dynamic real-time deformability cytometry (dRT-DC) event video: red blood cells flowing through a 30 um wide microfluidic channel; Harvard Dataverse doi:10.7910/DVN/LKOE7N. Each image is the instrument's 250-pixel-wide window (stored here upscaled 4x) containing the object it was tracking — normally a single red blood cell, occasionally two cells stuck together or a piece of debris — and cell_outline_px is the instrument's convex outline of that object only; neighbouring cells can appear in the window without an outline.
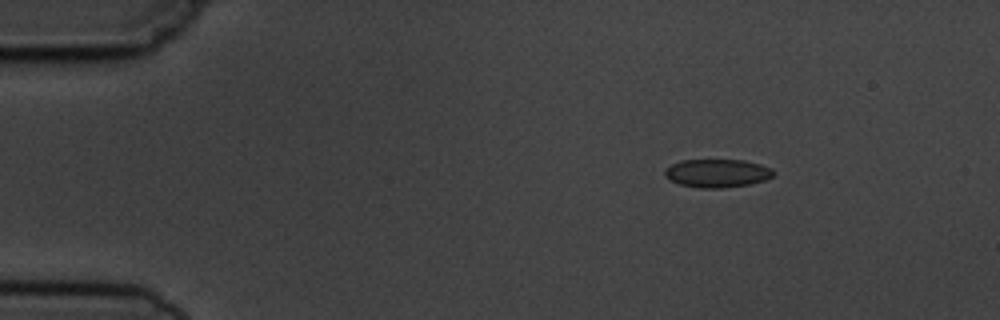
{"species": "common noctule bat (a hibernating species)", "species_latin": "Nyctalus noctula", "temperature_condition": "cold", "stored_images_in_passage": 6, "camera_frame_rate_fps": 3000, "um_per_image_px": 0.085, "animal": {"sex": "male", "body_mass_g": 19.5, "forearm_length_mm": 54.6}, "frame": {"image": 1, "passage_image": 2, "time_ms": 1.333, "image_size_px": [1000, 320], "cell_outline_px": [[776, 172], [772, 176], [764, 180], [748, 184], [720, 188], [700, 188], [680, 184], [664, 176], [664, 168], [680, 160], [744, 160], [760, 164], [772, 168]], "centroid_in_image_um": [60.95, 14.71], "position_along_channel_um": 24.0, "area_um2": 17.86}}
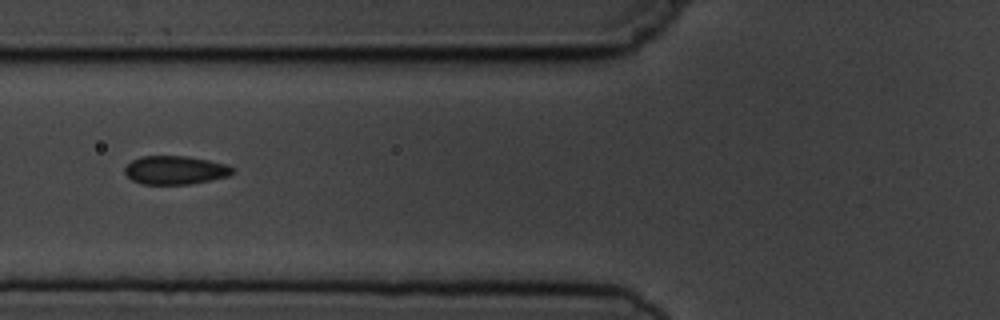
{"frame": {"image": 2, "passage_image": 6, "time_ms": 5.667, "image_size_px": [1000, 320], "cell_outline_px": [[232, 172], [228, 176], [188, 184], [144, 184], [132, 180], [124, 172], [124, 168], [132, 160], [140, 156], [188, 156], [228, 164], [232, 168]], "centroid_in_image_um": [14.86, 14.45], "position_along_channel_um": 110.9, "area_um2": 17.74}}